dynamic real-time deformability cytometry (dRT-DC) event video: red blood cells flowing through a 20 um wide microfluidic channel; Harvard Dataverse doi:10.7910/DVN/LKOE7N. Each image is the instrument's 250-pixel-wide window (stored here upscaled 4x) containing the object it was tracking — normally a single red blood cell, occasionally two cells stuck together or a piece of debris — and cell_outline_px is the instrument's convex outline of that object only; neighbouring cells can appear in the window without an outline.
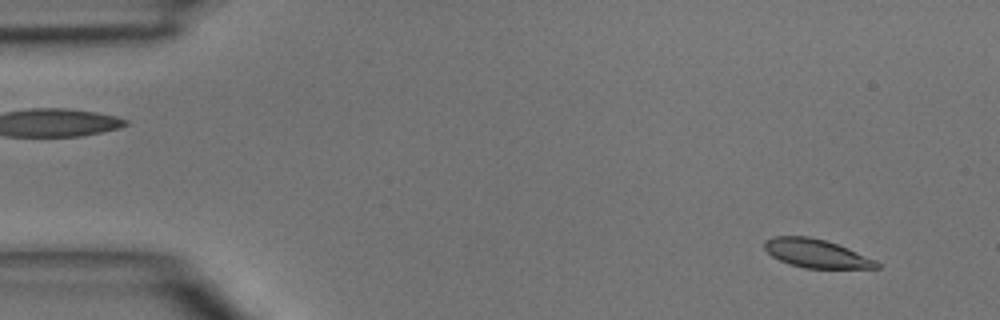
{"species": "common noctule bat (a hibernating species)", "species_latin": "Nyctalus noctula", "temperature_condition": "room temperature", "stored_images_in_passage": 46, "camera_frame_rate_fps": 3000, "um_per_image_px": 0.085, "animal": {"sex": "male", "body_mass_g": 15.6}, "frame": {"image": 1, "passage_image": 3, "time_ms": 0.667, "image_size_px": [1000, 320], "cell_outline_px": [[880, 268], [804, 268], [788, 264], [772, 256], [764, 248], [764, 240], [772, 236], [808, 236], [824, 240], [848, 248], [876, 260], [880, 264]], "centroid_in_image_um": [69.36, 21.54], "position_along_channel_um": 15.6, "area_um2": 18.61}}
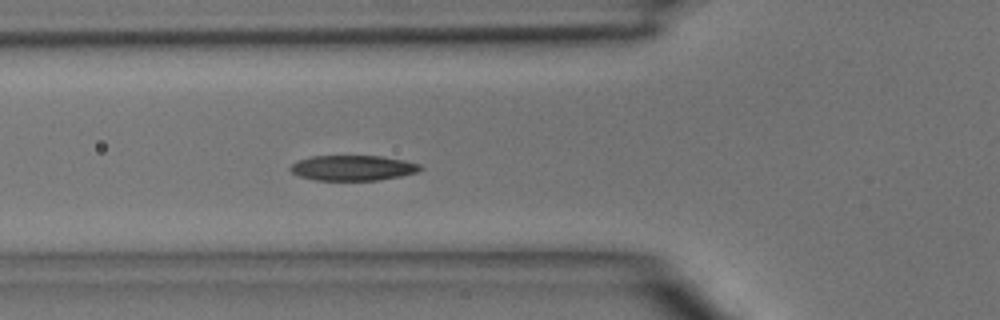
{"frame": {"image": 2, "passage_image": 16, "time_ms": 5.0, "image_size_px": [1000, 320], "cell_outline_px": [[424, 168], [416, 172], [400, 176], [376, 180], [312, 180], [300, 176], [292, 172], [288, 168], [292, 164], [300, 160], [312, 156], [380, 156], [404, 160], [420, 164]], "centroid_in_image_um": [29.99, 14.27], "position_along_channel_um": 95.8, "area_um2": 19.02}}
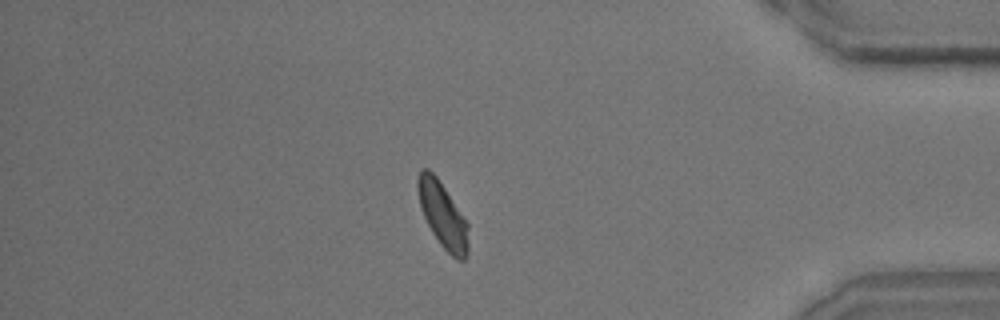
{"frame": {"image": 3, "passage_image": 40, "time_ms": 13.0, "image_size_px": [1000, 320], "cell_outline_px": [[468, 256], [464, 260], [456, 260], [440, 244], [432, 232], [420, 208], [416, 188], [416, 180], [420, 168], [428, 168], [436, 176], [468, 224]], "centroid_in_image_um": [37.6, 18.27], "position_along_channel_um": 397.6, "area_um2": 19.25}}